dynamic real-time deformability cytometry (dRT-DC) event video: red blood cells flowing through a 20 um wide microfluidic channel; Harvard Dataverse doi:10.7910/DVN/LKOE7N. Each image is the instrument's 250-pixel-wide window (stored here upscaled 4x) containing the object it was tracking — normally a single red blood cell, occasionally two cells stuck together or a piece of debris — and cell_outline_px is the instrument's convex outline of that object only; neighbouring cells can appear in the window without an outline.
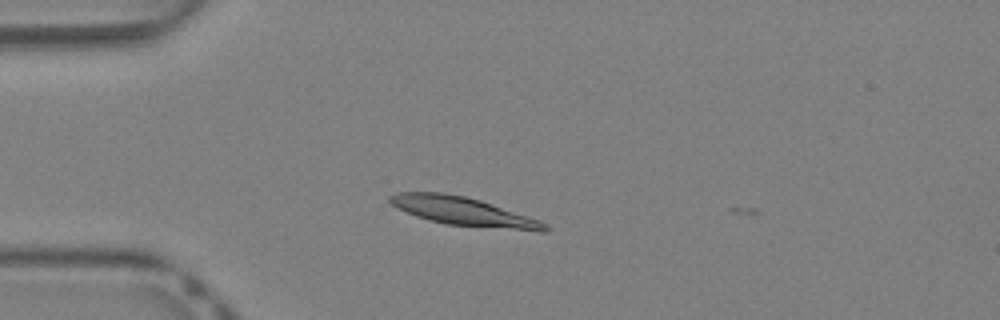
{"species": "Egyptian fruit bat (a non-hibernating species)", "species_latin": "Rousettus aegyptiacus", "temperature_condition": "warm", "stored_images_in_passage": 4, "camera_frame_rate_fps": 3000, "um_per_image_px": 0.085, "animal": {"sex": "female"}, "frame": {"image": 1, "passage_image": 2, "time_ms": 0.333, "image_size_px": [1000, 320], "cell_outline_px": [[552, 228], [548, 232], [540, 232], [448, 224], [428, 220], [416, 216], [392, 204], [388, 200], [388, 196], [396, 192], [444, 192], [464, 196], [480, 200], [540, 220], [548, 224]], "centroid_in_image_um": [39.46, 17.98], "position_along_channel_um": 45.5, "area_um2": 25.72}}